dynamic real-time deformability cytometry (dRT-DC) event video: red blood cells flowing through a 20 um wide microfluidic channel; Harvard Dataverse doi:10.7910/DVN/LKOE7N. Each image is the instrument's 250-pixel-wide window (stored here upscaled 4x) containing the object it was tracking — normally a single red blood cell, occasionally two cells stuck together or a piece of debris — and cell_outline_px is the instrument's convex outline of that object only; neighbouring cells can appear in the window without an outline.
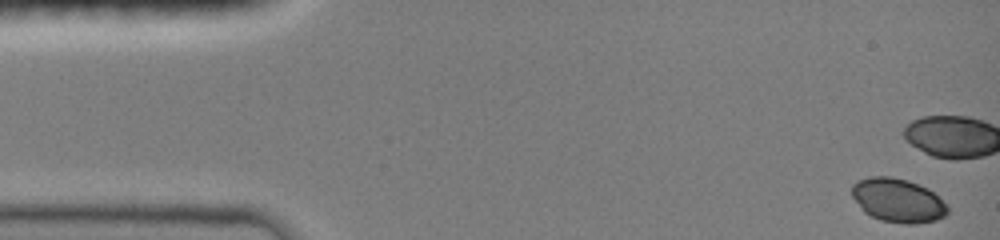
{"species": "common noctule bat (a hibernating species)", "species_latin": "Nyctalus noctula", "temperature_condition": "room temperature", "stored_images_in_passage": 46, "camera_frame_rate_fps": 3000, "um_per_image_px": 0.085, "animal": {"sex": "female", "body_mass_g": 19.0, "forearm_length_mm": 51.5}, "frame": {"image": 1, "passage_image": 1, "time_ms": 0.0, "image_size_px": [1000, 240], "cell_outline_px": [[948, 212], [944, 216], [936, 220], [916, 224], [904, 224], [880, 220], [864, 212], [860, 208], [852, 196], [852, 184], [856, 180], [868, 176], [892, 176], [908, 180], [928, 188], [948, 208]], "centroid_in_image_um": [76.27, 17.02], "position_along_channel_um": 8.7, "area_um2": 24.51}}